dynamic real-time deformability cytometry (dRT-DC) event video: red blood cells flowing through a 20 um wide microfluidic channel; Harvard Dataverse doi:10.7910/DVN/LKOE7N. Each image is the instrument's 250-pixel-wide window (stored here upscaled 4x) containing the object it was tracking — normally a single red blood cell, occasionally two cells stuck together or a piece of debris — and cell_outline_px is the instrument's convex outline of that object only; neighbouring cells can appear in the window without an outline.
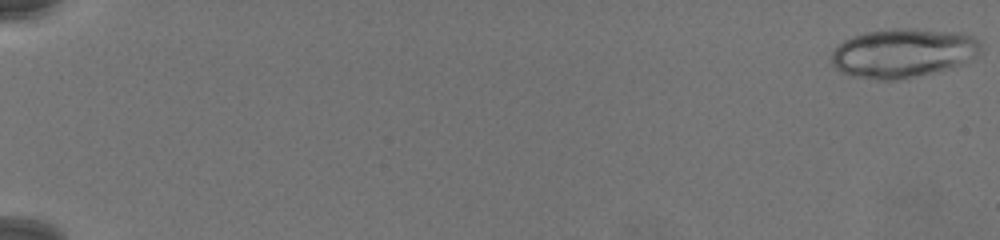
{"species": "common noctule bat (a hibernating species)", "species_latin": "Nyctalus noctula", "temperature_condition": "warm", "stored_images_in_passage": 78, "camera_frame_rate_fps": 3000, "um_per_image_px": 0.085, "animal": {"sex": "female", "body_mass_g": 19.5, "forearm_length_mm": 54.1}, "frame": {"image": 1, "passage_image": 1, "time_ms": 0.0, "image_size_px": [1000, 240], "cell_outline_px": [[984, 40], [980, 52], [976, 56], [952, 68], [940, 72], [900, 80], [876, 80], [852, 76], [840, 72], [832, 64], [832, 52], [844, 40], [852, 36], [864, 32], [892, 28], [916, 28], [960, 32], [976, 36]], "centroid_in_image_um": [76.83, 4.5], "position_along_channel_um": 8.2, "area_um2": 43.7}}
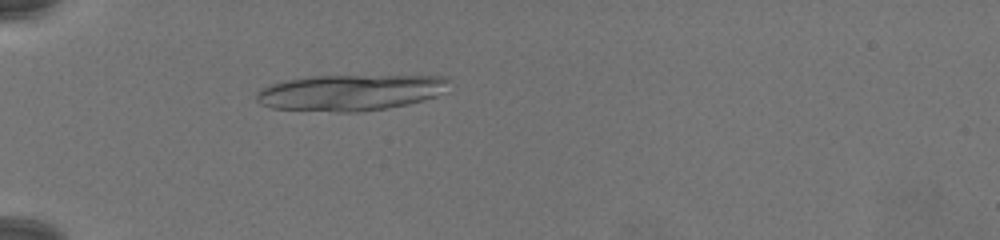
{"frame": {"image": 2, "passage_image": 27, "time_ms": 8.667, "image_size_px": [1000, 240], "cell_outline_px": [[452, 80], [448, 92], [424, 100], [408, 104], [360, 112], [336, 112], [272, 108], [260, 104], [256, 100], [256, 92], [260, 88], [272, 84], [288, 80], [312, 76], [448, 76]], "centroid_in_image_um": [29.85, 7.86], "position_along_channel_um": 55.2, "area_um2": 40.81}}